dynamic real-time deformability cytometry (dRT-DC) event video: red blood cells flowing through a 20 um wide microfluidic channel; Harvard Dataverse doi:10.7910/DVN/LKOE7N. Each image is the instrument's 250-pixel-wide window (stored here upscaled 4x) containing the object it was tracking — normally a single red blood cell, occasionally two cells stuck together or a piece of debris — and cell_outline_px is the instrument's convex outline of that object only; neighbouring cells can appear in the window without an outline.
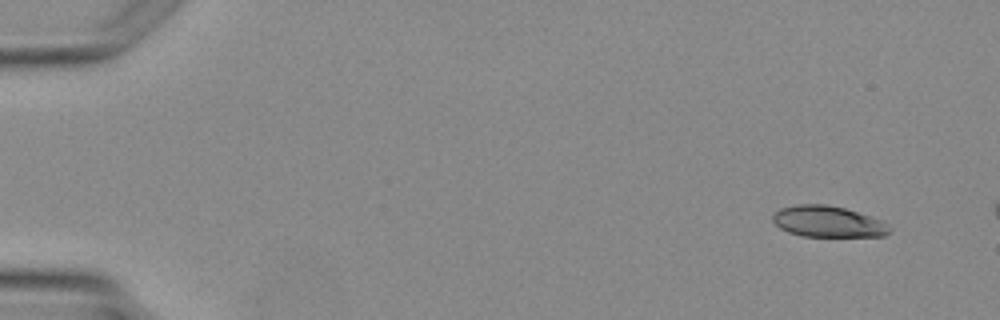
{"species": "Egyptian fruit bat (a non-hibernating species)", "species_latin": "Rousettus aegyptiacus", "temperature_condition": "warm", "stored_images_in_passage": 3, "camera_frame_rate_fps": 3000, "um_per_image_px": 0.085, "animal": {"sex": "female"}, "frame": {"image": 1, "passage_image": 1, "time_ms": 0.0, "image_size_px": [1000, 320], "cell_outline_px": [[892, 228], [884, 236], [804, 236], [788, 232], [780, 228], [772, 220], [772, 216], [780, 208], [800, 204], [824, 204], [844, 208], [880, 220]], "centroid_in_image_um": [70.34, 18.84], "position_along_channel_um": 14.7, "area_um2": 20.87}}